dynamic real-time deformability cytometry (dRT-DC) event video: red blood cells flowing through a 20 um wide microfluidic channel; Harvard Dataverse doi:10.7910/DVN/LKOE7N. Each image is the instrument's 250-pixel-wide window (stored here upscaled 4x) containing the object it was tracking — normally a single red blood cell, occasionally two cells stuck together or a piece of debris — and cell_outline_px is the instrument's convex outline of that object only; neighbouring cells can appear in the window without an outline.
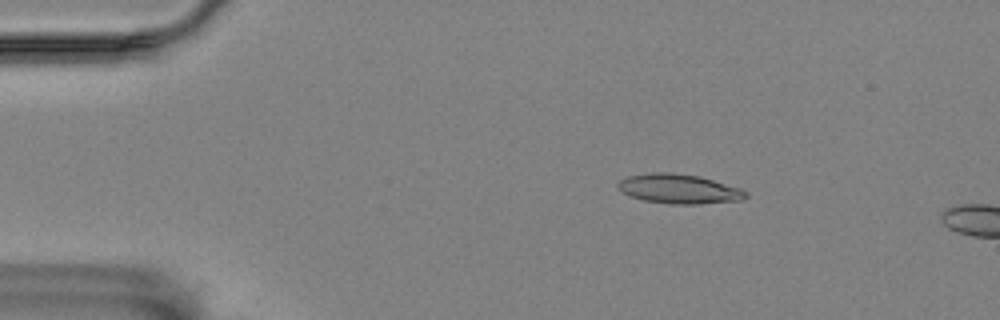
{"species": "Egyptian fruit bat (a non-hibernating species)", "species_latin": "Rousettus aegyptiacus", "temperature_condition": "room temperature", "stored_images_in_passage": 4, "camera_frame_rate_fps": 3000, "um_per_image_px": 0.085, "animal": {"sex": "female"}, "frame": {"image": 1, "passage_image": 2, "time_ms": 1.333, "image_size_px": [1000, 320], "cell_outline_px": [[748, 196], [740, 200], [696, 204], [672, 204], [644, 200], [632, 196], [616, 188], [616, 184], [620, 180], [628, 176], [652, 172], [672, 172], [700, 176], [740, 188], [748, 192]], "centroid_in_image_um": [57.71, 16.04], "position_along_channel_um": 27.3, "area_um2": 21.91}}